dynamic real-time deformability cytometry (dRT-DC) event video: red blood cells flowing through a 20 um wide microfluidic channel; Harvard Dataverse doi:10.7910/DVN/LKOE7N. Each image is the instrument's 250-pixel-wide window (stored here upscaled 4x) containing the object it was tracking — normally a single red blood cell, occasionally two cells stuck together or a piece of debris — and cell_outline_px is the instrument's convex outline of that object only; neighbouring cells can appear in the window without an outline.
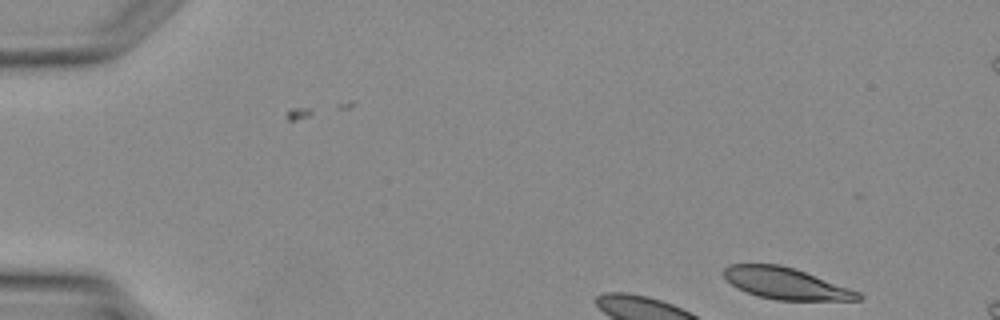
{"species": "Egyptian fruit bat (a non-hibernating species)", "species_latin": "Rousettus aegyptiacus", "temperature_condition": "warm", "stored_images_in_passage": 3, "camera_frame_rate_fps": 3000, "um_per_image_px": 0.085, "animal": {"sex": "female"}, "frame": {"image": 1, "passage_image": 1, "time_ms": 0.0, "image_size_px": [1000, 320], "cell_outline_px": [[864, 296], [860, 300], [776, 300], [760, 296], [736, 288], [724, 276], [724, 268], [728, 264], [780, 264], [804, 272], [860, 292]], "centroid_in_image_um": [66.79, 24.09], "position_along_channel_um": 18.2, "area_um2": 24.28}}